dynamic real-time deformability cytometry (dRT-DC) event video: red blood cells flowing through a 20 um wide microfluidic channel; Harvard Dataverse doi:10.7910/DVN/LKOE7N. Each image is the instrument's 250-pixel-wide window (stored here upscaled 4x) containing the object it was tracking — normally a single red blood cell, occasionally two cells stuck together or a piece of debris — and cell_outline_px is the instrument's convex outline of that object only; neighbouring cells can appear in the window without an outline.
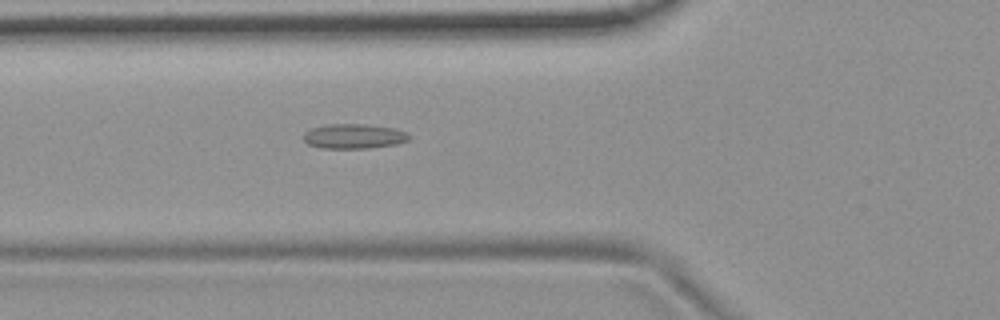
{"species": "common noctule bat (a hibernating species)", "species_latin": "Nyctalus noctula", "temperature_condition": "room temperature", "stored_images_in_passage": 54, "camera_frame_rate_fps": 3000, "um_per_image_px": 0.085, "animal": {"sex": "female", "body_mass_g": 19.9}, "frame": {"image": 1, "passage_image": 20, "time_ms": 6.333, "image_size_px": [1000, 320], "cell_outline_px": [[408, 140], [396, 144], [368, 148], [320, 148], [308, 144], [304, 140], [304, 132], [312, 128], [328, 124], [364, 124], [392, 128], [408, 132]], "centroid_in_image_um": [30.05, 11.58], "position_along_channel_um": 95.7, "area_um2": 15.09}}
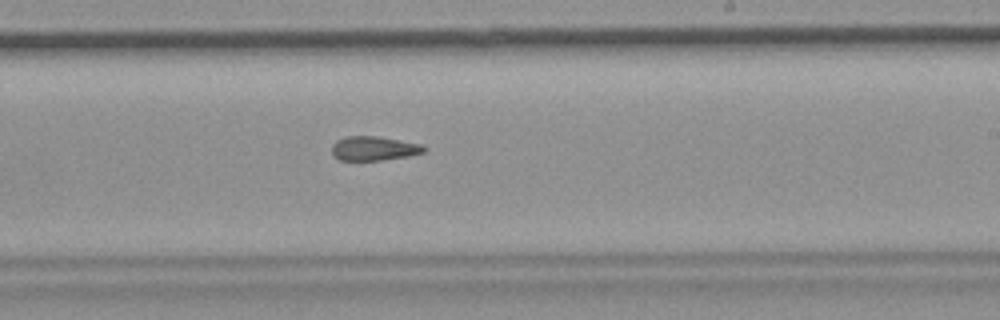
{"frame": {"image": 2, "passage_image": 33, "time_ms": 10.667, "image_size_px": [1000, 320], "cell_outline_px": [[428, 148], [424, 152], [408, 156], [380, 160], [340, 160], [332, 156], [332, 144], [336, 140], [344, 136], [376, 136], [420, 144]], "centroid_in_image_um": [31.74, 12.61], "position_along_channel_um": 257.3, "area_um2": 13.01}}
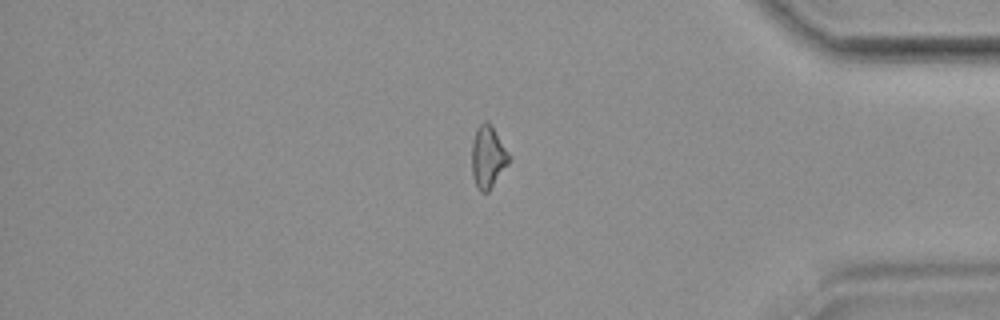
{"frame": {"image": 3, "passage_image": 46, "time_ms": 15.0, "image_size_px": [1000, 320], "cell_outline_px": [[512, 156], [508, 164], [488, 192], [480, 192], [476, 188], [472, 176], [472, 140], [476, 128], [484, 120], [488, 120], [492, 124]], "centroid_in_image_um": [41.48, 13.3], "position_along_channel_um": 393.7, "area_um2": 13.93}, "authors_computed_cell_mechanics": {"area_um2": 13.9009, "velocity_mm_per_s": 3.733, "shape_relaxation_time_tau1_ms": null, "shape_relaxation_time_tau2_ms": 6.4693, "deformation_change_tau1": null, "deformation_change_tau2": 0.169}}